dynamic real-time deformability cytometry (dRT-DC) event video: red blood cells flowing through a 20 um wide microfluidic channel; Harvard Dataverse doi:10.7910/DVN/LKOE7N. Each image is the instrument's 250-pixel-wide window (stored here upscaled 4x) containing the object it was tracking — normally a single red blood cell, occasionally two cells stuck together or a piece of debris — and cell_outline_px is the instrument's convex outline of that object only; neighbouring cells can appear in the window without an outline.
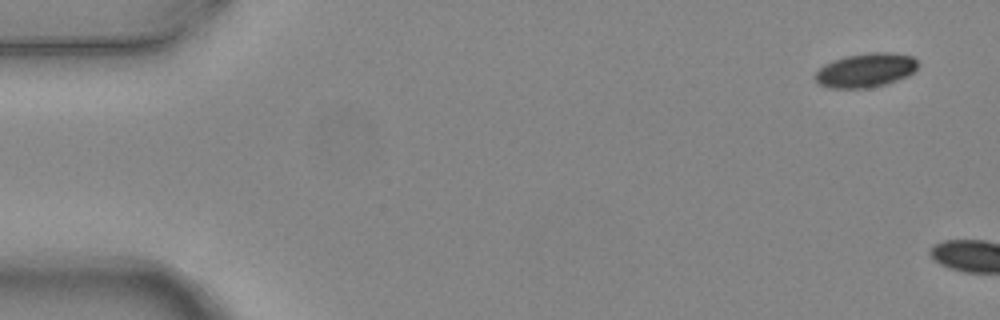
{"species": "common noctule bat (a hibernating species)", "species_latin": "Nyctalus noctula", "temperature_condition": "warm", "stored_images_in_passage": 2, "camera_frame_rate_fps": 3000, "um_per_image_px": 0.085, "animal": {"sex": "female", "body_mass_g": 24.6, "forearm_length_mm": 56.2}, "frame": {"image": 1, "passage_image": 1, "time_ms": 0.0, "image_size_px": [1000, 320], "cell_outline_px": [[920, 64], [908, 76], [884, 84], [868, 88], [828, 88], [820, 84], [812, 76], [824, 64], [832, 60], [844, 56], [872, 52], [892, 52], [912, 56]], "centroid_in_image_um": [73.56, 5.96], "position_along_channel_um": 11.4, "area_um2": 20.52}}